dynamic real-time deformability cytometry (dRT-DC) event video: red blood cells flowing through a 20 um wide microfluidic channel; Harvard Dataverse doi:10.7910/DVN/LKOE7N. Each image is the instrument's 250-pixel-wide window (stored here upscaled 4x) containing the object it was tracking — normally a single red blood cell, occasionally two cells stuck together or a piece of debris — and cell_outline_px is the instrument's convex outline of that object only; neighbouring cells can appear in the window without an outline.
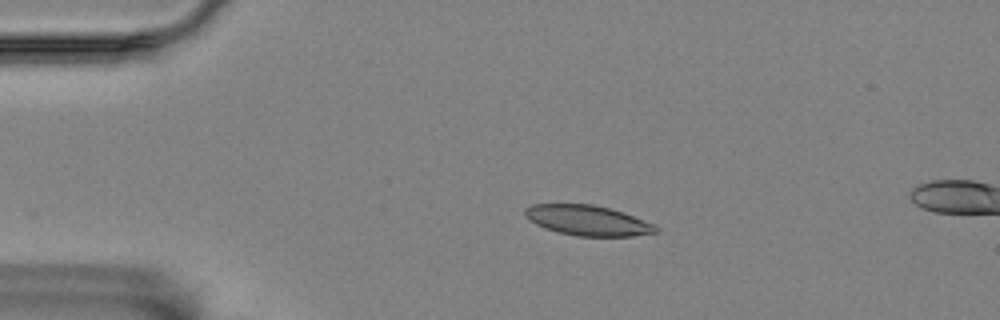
{"species": "Egyptian fruit bat (a non-hibernating species)", "species_latin": "Rousettus aegyptiacus", "temperature_condition": "room temperature", "stored_images_in_passage": 3, "camera_frame_rate_fps": 3000, "um_per_image_px": 0.085, "animal": {"sex": "female"}, "frame": {"image": 1, "passage_image": 1, "time_ms": 0.0, "image_size_px": [1000, 320], "cell_outline_px": [[660, 232], [632, 236], [576, 236], [556, 232], [544, 228], [528, 220], [524, 216], [524, 208], [532, 204], [592, 204], [608, 208], [656, 224], [660, 228]], "centroid_in_image_um": [49.93, 18.74], "position_along_channel_um": 35.1, "area_um2": 23.18}}